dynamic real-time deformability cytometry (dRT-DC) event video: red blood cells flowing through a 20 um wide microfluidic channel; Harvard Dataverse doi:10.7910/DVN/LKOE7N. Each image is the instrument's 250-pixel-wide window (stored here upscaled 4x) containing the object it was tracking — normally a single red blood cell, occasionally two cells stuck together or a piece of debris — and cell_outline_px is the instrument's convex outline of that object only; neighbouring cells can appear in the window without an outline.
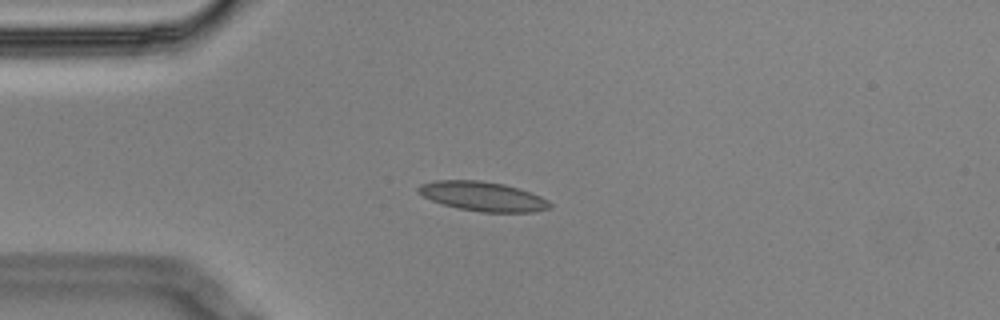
{"species": "Egyptian fruit bat (a non-hibernating species)", "species_latin": "Rousettus aegyptiacus", "temperature_condition": "cold", "stored_images_in_passage": 3, "camera_frame_rate_fps": 3000, "um_per_image_px": 0.085, "animal": {"sex": "male"}, "frame": {"image": 1, "passage_image": 3, "time_ms": 0.667, "image_size_px": [1000, 320], "cell_outline_px": [[552, 208], [536, 212], [480, 212], [456, 208], [432, 200], [416, 192], [416, 188], [420, 184], [436, 180], [480, 180], [504, 184], [540, 196], [548, 200], [552, 204]], "centroid_in_image_um": [41.03, 16.69], "position_along_channel_um": 44.0, "area_um2": 22.6}}